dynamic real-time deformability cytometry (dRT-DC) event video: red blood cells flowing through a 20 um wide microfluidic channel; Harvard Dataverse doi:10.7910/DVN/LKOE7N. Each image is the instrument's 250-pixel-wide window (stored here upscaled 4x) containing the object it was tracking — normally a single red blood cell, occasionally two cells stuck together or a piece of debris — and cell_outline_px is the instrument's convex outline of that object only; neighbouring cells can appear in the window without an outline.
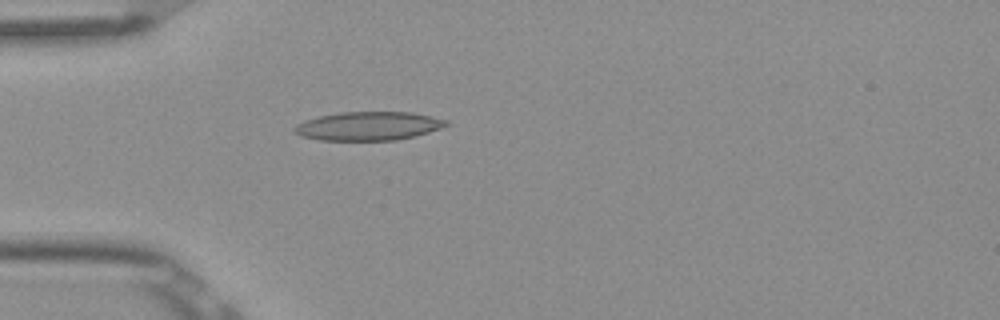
{"species": "Egyptian fruit bat (a non-hibernating species)", "species_latin": "Rousettus aegyptiacus", "temperature_condition": "room temperature", "stored_images_in_passage": 5, "camera_frame_rate_fps": 3000, "um_per_image_px": 0.085, "frame": {"image": 1, "passage_image": 5, "time_ms": 1.333, "image_size_px": [1000, 320], "cell_outline_px": [[448, 124], [440, 128], [416, 136], [396, 140], [320, 140], [300, 136], [292, 128], [296, 124], [304, 120], [320, 116], [340, 112], [412, 112], [448, 120]], "centroid_in_image_um": [31.3, 10.71], "position_along_channel_um": 53.7, "area_um2": 25.32}}